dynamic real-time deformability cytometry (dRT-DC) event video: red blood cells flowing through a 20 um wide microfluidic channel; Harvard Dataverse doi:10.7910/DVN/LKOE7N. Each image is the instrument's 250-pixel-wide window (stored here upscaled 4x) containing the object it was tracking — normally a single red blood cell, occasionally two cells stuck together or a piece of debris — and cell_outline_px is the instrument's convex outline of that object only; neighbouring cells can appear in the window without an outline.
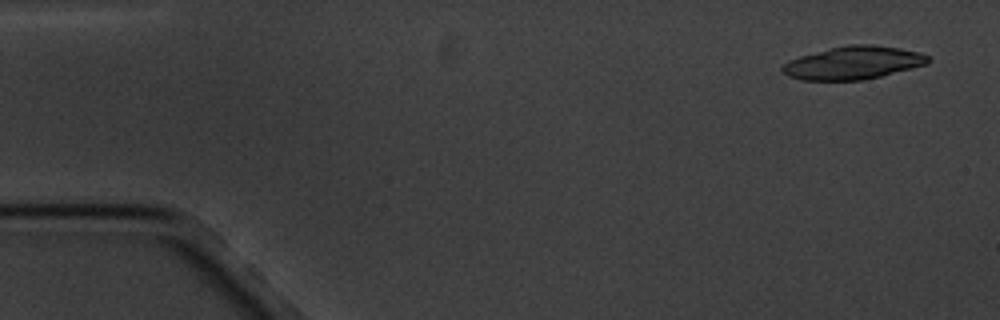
{"species": "common noctule bat (a hibernating species)", "species_latin": "Nyctalus noctula", "temperature_condition": "cold", "stored_images_in_passage": 4, "segment_of_instrument_passage": [2, 2], "camera_frame_rate_fps": 3000, "um_per_image_px": 0.085, "animal": {"sex": "male", "body_mass_g": 20.1, "forearm_length_mm": 53.5}, "frame": {"image": 1, "passage_image": 4, "time_ms": 3.667, "image_size_px": [1000, 320], "cell_outline_px": [[932, 60], [928, 64], [864, 80], [800, 80], [788, 76], [780, 72], [780, 68], [788, 60], [800, 56], [848, 44], [872, 44], [900, 48], [920, 52], [928, 56]], "centroid_in_image_um": [72.52, 5.34], "position_along_channel_um": 12.5, "area_um2": 28.09}}